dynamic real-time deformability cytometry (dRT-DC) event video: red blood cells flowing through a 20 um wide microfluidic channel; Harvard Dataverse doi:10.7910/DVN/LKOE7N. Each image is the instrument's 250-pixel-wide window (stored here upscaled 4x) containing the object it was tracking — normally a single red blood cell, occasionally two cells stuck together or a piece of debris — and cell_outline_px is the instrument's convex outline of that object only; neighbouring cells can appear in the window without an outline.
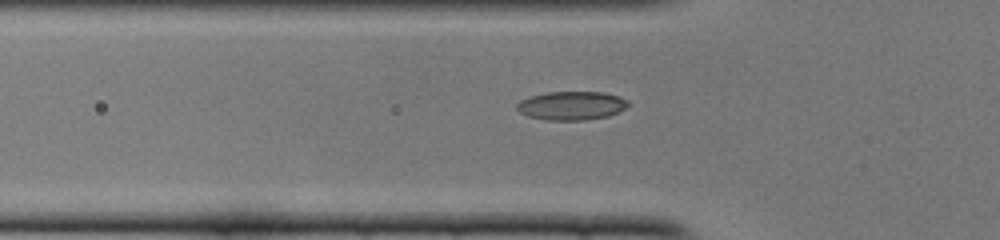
{"species": "common noctule bat (a hibernating species)", "species_latin": "Nyctalus noctula", "temperature_condition": "cold", "stored_images_in_passage": 38, "camera_frame_rate_fps": 3000, "um_per_image_px": 0.085, "animal": {"sex": "female", "body_mass_g": 22.0, "forearm_length_mm": 56.7}, "frame": {"image": 1, "passage_image": 9, "time_ms": 2.667, "image_size_px": [1000, 240], "cell_outline_px": [[628, 104], [624, 108], [608, 116], [584, 120], [544, 120], [528, 116], [520, 112], [516, 108], [516, 104], [520, 100], [528, 96], [544, 92], [604, 92], [628, 100]], "centroid_in_image_um": [48.51, 8.97], "position_along_channel_um": 77.3, "area_um2": 18.55}}
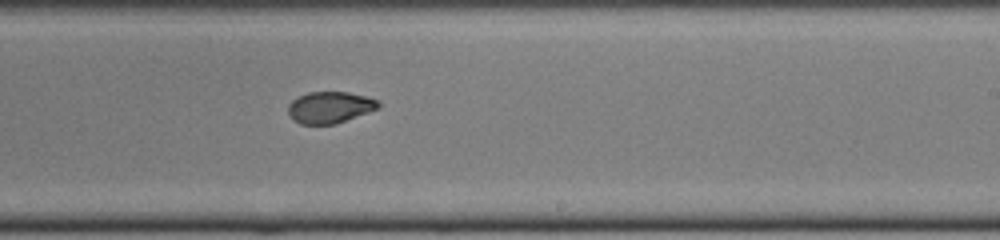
{"frame": {"image": 2, "passage_image": 23, "time_ms": 7.333, "image_size_px": [1000, 240], "cell_outline_px": [[380, 108], [336, 124], [300, 124], [292, 120], [288, 112], [288, 104], [296, 96], [308, 92], [348, 92], [380, 100]], "centroid_in_image_um": [28.03, 9.12], "position_along_channel_um": 261.0, "area_um2": 16.82}}
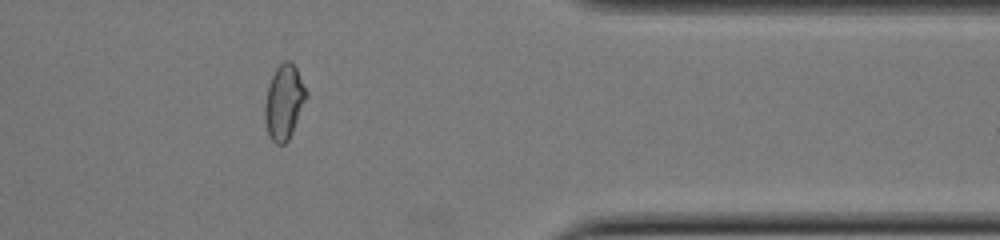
{"frame": {"image": 3, "passage_image": 34, "time_ms": 11.0, "image_size_px": [1000, 240], "cell_outline_px": [[308, 96], [292, 132], [288, 140], [284, 144], [276, 144], [272, 140], [268, 132], [264, 120], [264, 104], [268, 84], [276, 68], [284, 60], [288, 60], [296, 68], [308, 92]], "centroid_in_image_um": [24.14, 8.67], "position_along_channel_um": 387.3, "area_um2": 18.03}, "authors_computed_cell_mechanics": {"area_um2": 17.3111, "velocity_mm_per_s": 3.9357, "shape_relaxation_time_tau1_ms": null, "shape_relaxation_time_tau2_ms": 1.5168, "deformation_change_tau1": null, "deformation_change_tau2": 0.0531}}